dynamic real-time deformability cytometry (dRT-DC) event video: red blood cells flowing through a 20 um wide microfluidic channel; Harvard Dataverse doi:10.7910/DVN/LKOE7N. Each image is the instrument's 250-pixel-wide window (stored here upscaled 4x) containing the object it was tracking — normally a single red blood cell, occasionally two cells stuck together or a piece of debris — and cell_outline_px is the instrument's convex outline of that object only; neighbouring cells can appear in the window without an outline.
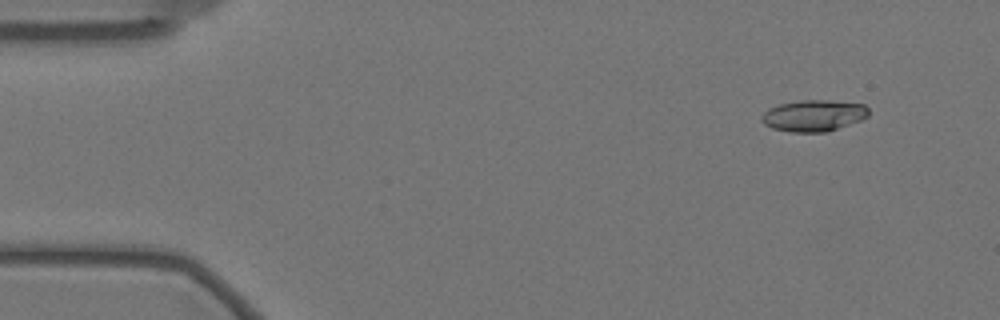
{"species": "Egyptian fruit bat (a non-hibernating species)", "species_latin": "Rousettus aegyptiacus", "temperature_condition": "warm", "stored_images_in_passage": 58, "camera_frame_rate_fps": 3000, "um_per_image_px": 0.085, "animal": {"sex": "female"}, "frame": {"image": 1, "passage_image": 5, "time_ms": 1.333, "image_size_px": [1000, 320], "cell_outline_px": [[868, 116], [860, 120], [824, 132], [792, 132], [772, 128], [764, 124], [760, 120], [760, 116], [768, 108], [780, 104], [800, 100], [828, 100], [864, 104], [868, 108]], "centroid_in_image_um": [69.12, 9.82], "position_along_channel_um": 15.9, "area_um2": 19.48}}
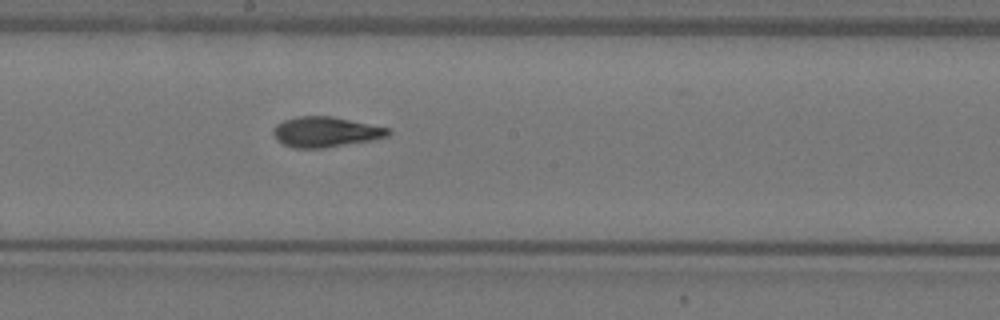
{"frame": {"image": 2, "passage_image": 31, "time_ms": 10.0, "image_size_px": [1000, 320], "cell_outline_px": [[392, 132], [388, 136], [372, 140], [324, 148], [292, 148], [276, 140], [272, 132], [272, 128], [276, 124], [284, 120], [296, 116], [332, 116], [388, 128]], "centroid_in_image_um": [27.63, 11.21], "position_along_channel_um": 220.6, "area_um2": 20.35}}
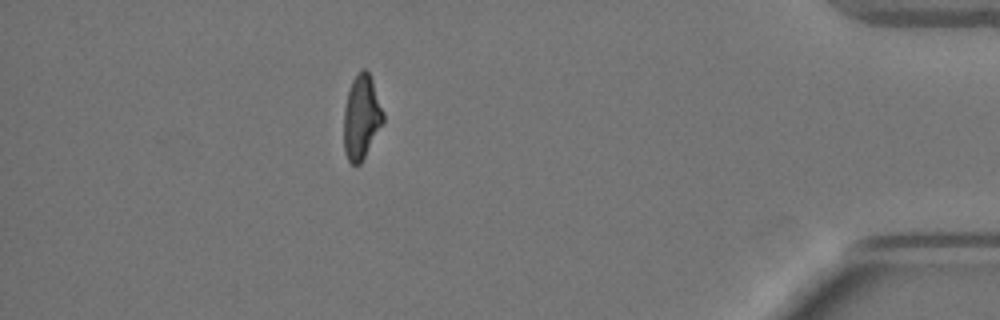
{"frame": {"image": 3, "passage_image": 51, "time_ms": 16.667, "image_size_px": [1000, 320], "cell_outline_px": [[384, 120], [360, 164], [352, 164], [348, 160], [344, 152], [344, 108], [348, 92], [352, 80], [364, 68], [368, 72], [372, 80], [384, 112]], "centroid_in_image_um": [30.71, 9.97], "position_along_channel_um": 404.5, "area_um2": 18.96}, "authors_computed_cell_mechanics": {"area_um2": 19.652, "velocity_mm_per_s": 3.4973, "shape_relaxation_time_tau1_ms": 10.1432, "shape_relaxation_time_tau2_ms": 1.8857, "deformation_change_tau1": 0.2777, "deformation_change_tau2": 0.0865}}